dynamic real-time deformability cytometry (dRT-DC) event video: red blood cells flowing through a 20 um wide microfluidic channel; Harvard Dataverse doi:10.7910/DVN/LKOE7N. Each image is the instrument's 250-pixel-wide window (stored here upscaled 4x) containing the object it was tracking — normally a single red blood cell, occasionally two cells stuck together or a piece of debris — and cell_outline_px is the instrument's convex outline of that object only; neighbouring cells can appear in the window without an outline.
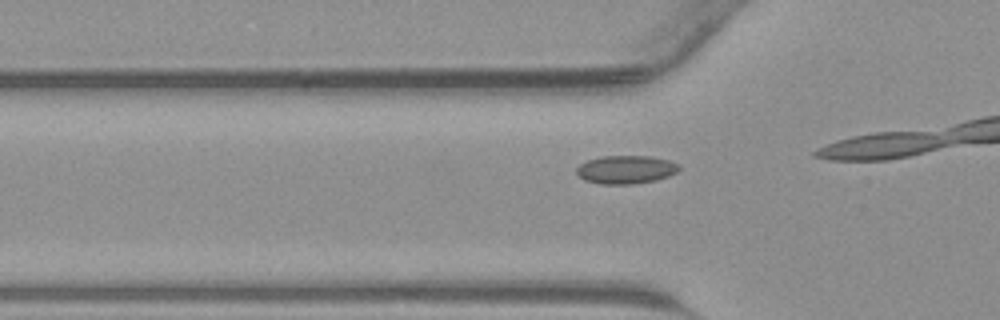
{"species": "common noctule bat (a hibernating species)", "species_latin": "Nyctalus noctula", "temperature_condition": "warm", "stored_images_in_passage": 13, "camera_frame_rate_fps": 3000, "um_per_image_px": 0.085, "animal": {"sex": "male", "body_mass_g": 23.1, "forearm_length_mm": 52.7}, "frame": {"image": 1, "passage_image": 11, "time_ms": 3.333, "image_size_px": [1000, 320], "cell_outline_px": [[680, 168], [676, 172], [668, 176], [656, 180], [632, 184], [600, 184], [584, 180], [576, 172], [576, 168], [580, 164], [588, 160], [600, 156], [652, 156], [668, 160], [680, 164]], "centroid_in_image_um": [53.2, 14.41], "position_along_channel_um": 72.6, "area_um2": 16.94}}